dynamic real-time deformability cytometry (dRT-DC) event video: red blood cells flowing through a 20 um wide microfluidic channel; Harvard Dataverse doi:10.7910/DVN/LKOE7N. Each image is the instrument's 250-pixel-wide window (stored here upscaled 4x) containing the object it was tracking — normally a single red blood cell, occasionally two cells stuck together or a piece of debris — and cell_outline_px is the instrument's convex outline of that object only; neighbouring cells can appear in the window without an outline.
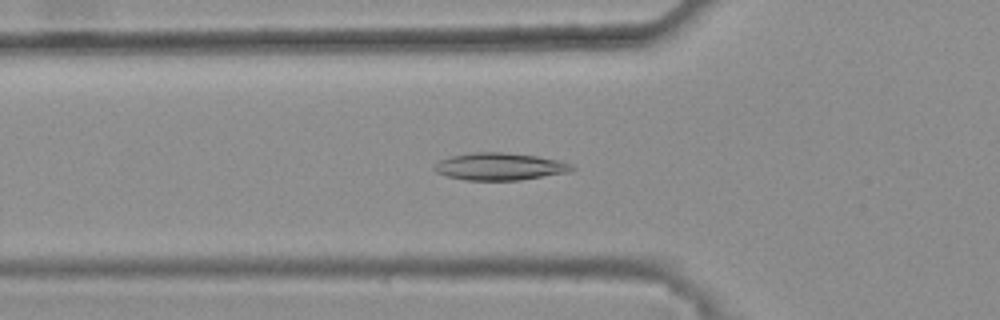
{"species": "common noctule bat (a hibernating species)", "species_latin": "Nyctalus noctula", "temperature_condition": "warm", "stored_images_in_passage": 44, "camera_frame_rate_fps": 3000, "um_per_image_px": 0.085, "animal": {"sex": "female", "body_mass_g": 25.1}, "frame": {"image": 1, "passage_image": 17, "time_ms": 5.333, "image_size_px": [1000, 320], "cell_outline_px": [[576, 168], [572, 172], [520, 180], [464, 180], [448, 176], [436, 172], [432, 168], [440, 160], [452, 156], [472, 152], [504, 152], [536, 156], [556, 160], [568, 164]], "centroid_in_image_um": [42.47, 14.16], "position_along_channel_um": 83.3, "area_um2": 21.79}}
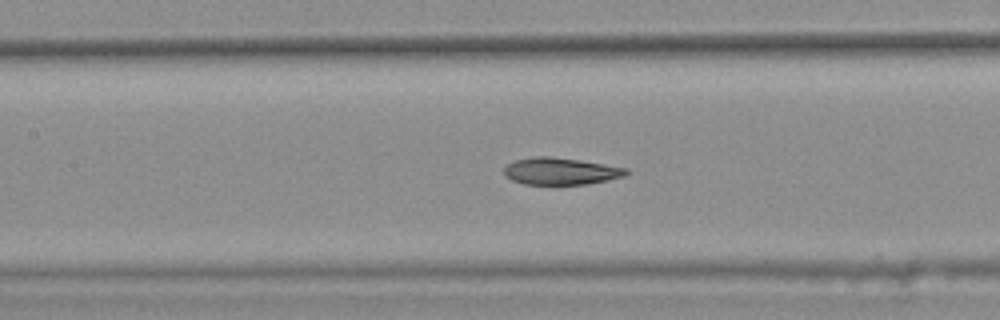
{"frame": {"image": 2, "passage_image": 23, "time_ms": 7.333, "image_size_px": [1000, 320], "cell_outline_px": [[628, 172], [624, 176], [588, 184], [524, 184], [512, 180], [504, 176], [504, 168], [508, 164], [516, 160], [536, 156], [552, 156], [580, 160], [628, 168]], "centroid_in_image_um": [47.64, 14.55], "position_along_channel_um": 159.8, "area_um2": 19.13}}
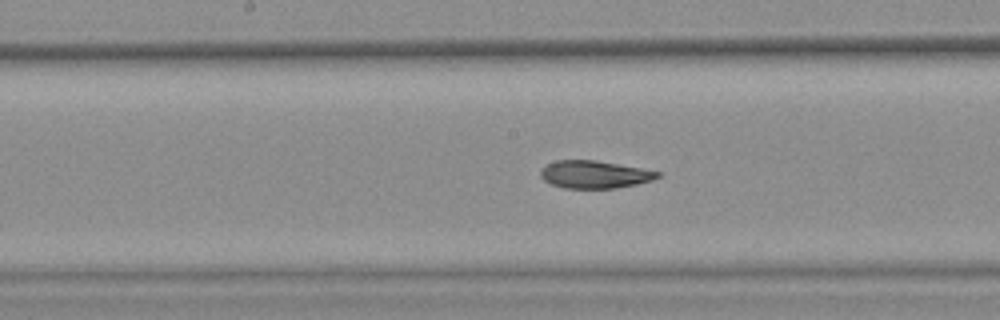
{"frame": {"image": 3, "passage_image": 26, "time_ms": 8.333, "image_size_px": [1000, 320], "cell_outline_px": [[660, 176], [652, 180], [636, 184], [616, 188], [564, 188], [552, 184], [544, 180], [540, 176], [540, 172], [548, 164], [556, 160], [592, 160], [640, 168], [660, 172]], "centroid_in_image_um": [50.52, 14.83], "position_along_channel_um": 197.7, "area_um2": 18.5}, "authors_computed_cell_mechanics": {"area_um2": 19.9988, "velocity_mm_per_s": 3.798, "shape_relaxation_time_tau1_ms": null, "shape_relaxation_time_tau2_ms": 3.8587, "deformation_change_tau1": null, "deformation_change_tau2": 0.094}}